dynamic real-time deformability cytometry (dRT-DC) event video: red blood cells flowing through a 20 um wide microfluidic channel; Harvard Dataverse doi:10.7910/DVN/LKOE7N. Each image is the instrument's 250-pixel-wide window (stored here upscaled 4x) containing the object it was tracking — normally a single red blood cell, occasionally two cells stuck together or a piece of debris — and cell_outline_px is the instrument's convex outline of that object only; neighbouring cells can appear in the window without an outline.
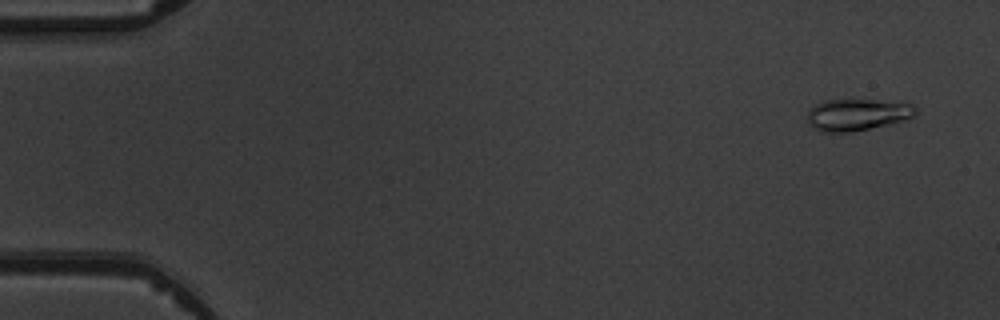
{"species": "common noctule bat (a hibernating species)", "species_latin": "Nyctalus noctula", "temperature_condition": "warm", "stored_images_in_passage": 5, "camera_frame_rate_fps": 3000, "um_per_image_px": 0.085, "animal": {"sex": "male", "body_mass_g": 19.5, "forearm_length_mm": 54.6}, "frame": {"image": 1, "passage_image": 1, "time_ms": 0.0, "image_size_px": [1000, 320], "cell_outline_px": [[916, 112], [912, 116], [904, 120], [888, 124], [852, 132], [820, 132], [812, 128], [808, 124], [804, 116], [816, 104], [824, 100], [852, 96], [900, 100], [912, 104], [916, 108]], "centroid_in_image_um": [72.85, 9.67], "position_along_channel_um": 12.2, "area_um2": 21.5}}